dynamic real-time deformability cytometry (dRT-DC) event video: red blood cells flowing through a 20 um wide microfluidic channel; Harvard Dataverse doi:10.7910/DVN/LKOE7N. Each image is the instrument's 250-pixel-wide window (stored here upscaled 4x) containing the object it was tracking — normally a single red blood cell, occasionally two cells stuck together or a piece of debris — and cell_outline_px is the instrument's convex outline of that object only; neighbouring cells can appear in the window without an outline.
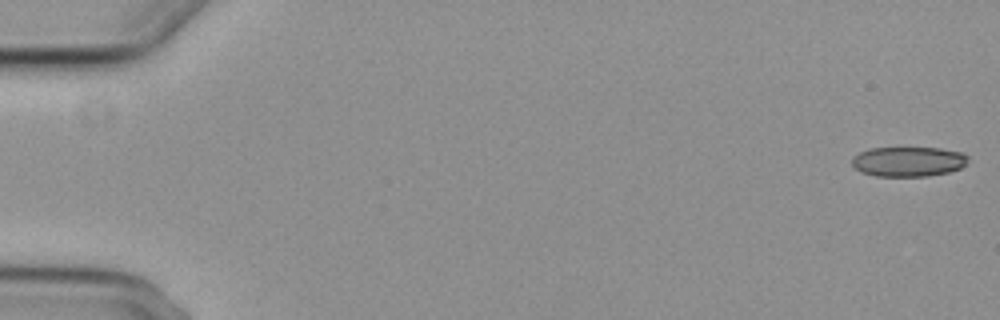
{"species": "common noctule bat (a hibernating species)", "species_latin": "Nyctalus noctula", "temperature_condition": "cold", "stored_images_in_passage": 14, "camera_frame_rate_fps": 3000, "um_per_image_px": 0.085, "animal": {"sex": "female", "body_mass_g": 29.2, "forearm_length_mm": 56.3}, "frame": {"image": 1, "passage_image": 1, "time_ms": 0.0, "image_size_px": [1000, 320], "cell_outline_px": [[968, 160], [960, 168], [948, 172], [928, 176], [876, 176], [860, 172], [852, 164], [852, 156], [860, 152], [872, 148], [940, 148], [964, 152], [968, 156]], "centroid_in_image_um": [77.21, 13.73], "position_along_channel_um": 7.8, "area_um2": 20.23}}
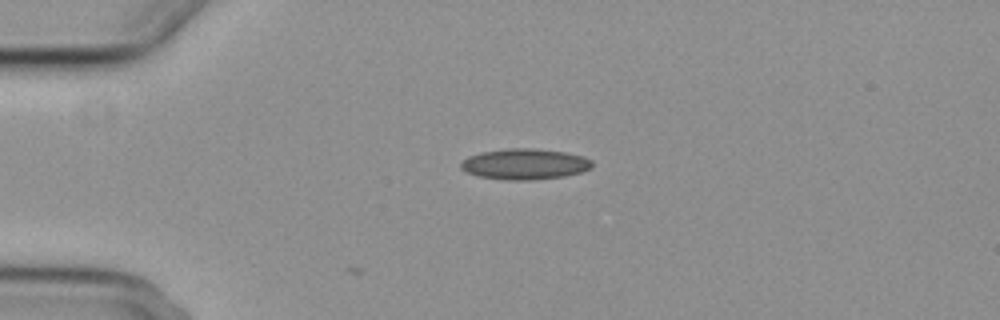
{"frame": {"image": 2, "passage_image": 14, "time_ms": 4.333, "image_size_px": [1000, 320], "cell_outline_px": [[592, 168], [580, 172], [564, 176], [532, 180], [504, 180], [476, 176], [460, 168], [460, 164], [468, 156], [480, 152], [508, 148], [536, 148], [564, 152], [584, 156], [592, 160]], "centroid_in_image_um": [44.6, 13.94], "position_along_channel_um": 40.4, "area_um2": 23.7}}